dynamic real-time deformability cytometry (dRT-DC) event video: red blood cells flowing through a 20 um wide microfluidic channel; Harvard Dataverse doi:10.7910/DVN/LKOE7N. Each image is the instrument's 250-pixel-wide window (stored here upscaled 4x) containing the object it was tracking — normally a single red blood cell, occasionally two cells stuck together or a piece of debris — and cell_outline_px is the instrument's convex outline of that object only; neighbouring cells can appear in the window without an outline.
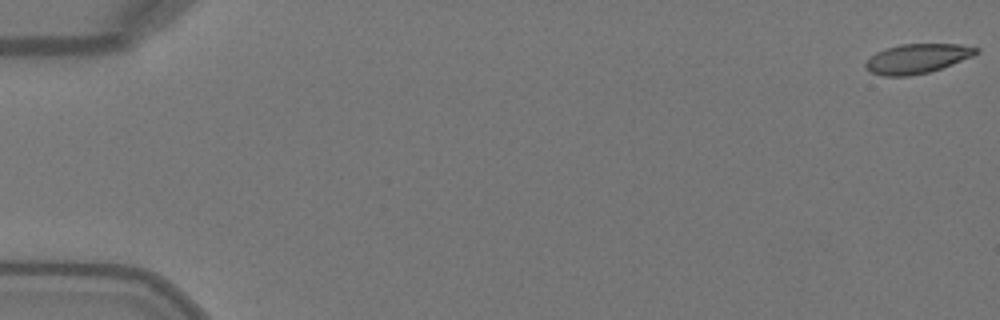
{"species": "Egyptian fruit bat (a non-hibernating species)", "species_latin": "Rousettus aegyptiacus", "temperature_condition": "warm", "stored_images_in_passage": 51, "camera_frame_rate_fps": 3000, "um_per_image_px": 0.085, "animal": {"sex": "female"}, "frame": {"image": 1, "passage_image": 1, "time_ms": 0.0, "image_size_px": [1000, 320], "cell_outline_px": [[980, 52], [972, 56], [952, 64], [928, 72], [908, 76], [884, 76], [872, 72], [864, 64], [876, 52], [884, 48], [900, 44], [964, 44], [980, 48]], "centroid_in_image_um": [78.0, 4.96], "position_along_channel_um": 7.0, "area_um2": 18.9}}
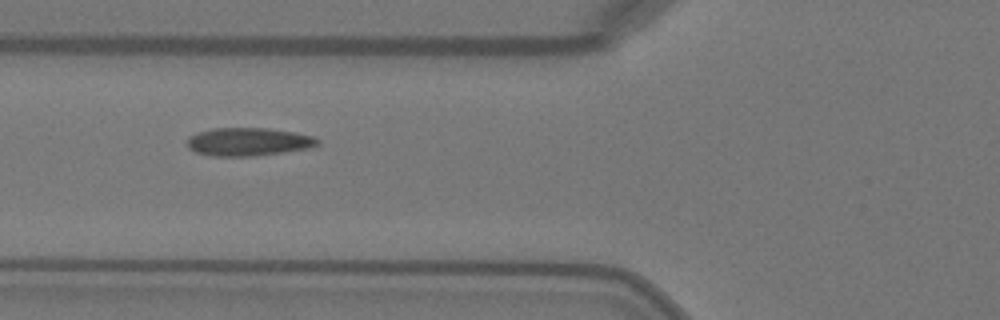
{"frame": {"image": 2, "passage_image": 20, "time_ms": 6.333, "image_size_px": [1000, 320], "cell_outline_px": [[320, 144], [312, 148], [284, 152], [252, 156], [212, 156], [196, 152], [188, 148], [188, 136], [196, 132], [212, 128], [268, 128], [292, 132], [312, 136], [320, 140]], "centroid_in_image_um": [21.11, 12.05], "position_along_channel_um": 104.7, "area_um2": 21.5}}
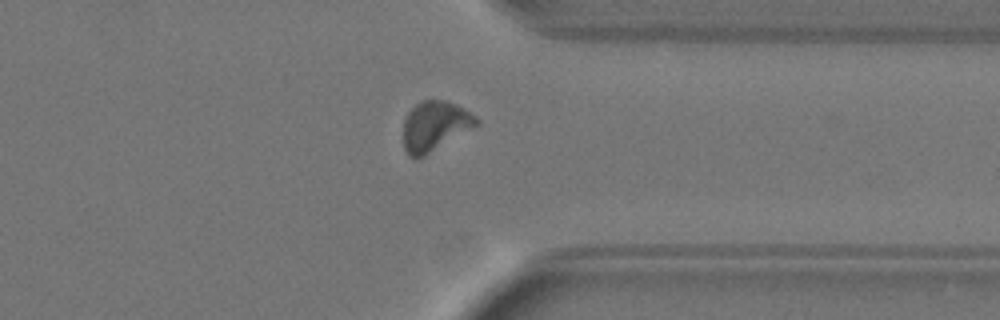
{"frame": {"image": 3, "passage_image": 40, "time_ms": 13.0, "image_size_px": [1000, 320], "cell_outline_px": [[480, 124], [424, 156], [408, 156], [404, 148], [404, 120], [408, 112], [420, 100], [444, 100], [456, 104], [464, 108], [476, 116], [480, 120]], "centroid_in_image_um": [36.98, 10.69], "position_along_channel_um": 374.4, "area_um2": 21.1}, "authors_computed_cell_mechanics": {"area_um2": 20.519, "velocity_mm_per_s": 4.0862, "shape_relaxation_time_tau1_ms": null, "shape_relaxation_time_tau2_ms": 0.9404, "deformation_change_tau1": null, "deformation_change_tau2": 0.0641}}